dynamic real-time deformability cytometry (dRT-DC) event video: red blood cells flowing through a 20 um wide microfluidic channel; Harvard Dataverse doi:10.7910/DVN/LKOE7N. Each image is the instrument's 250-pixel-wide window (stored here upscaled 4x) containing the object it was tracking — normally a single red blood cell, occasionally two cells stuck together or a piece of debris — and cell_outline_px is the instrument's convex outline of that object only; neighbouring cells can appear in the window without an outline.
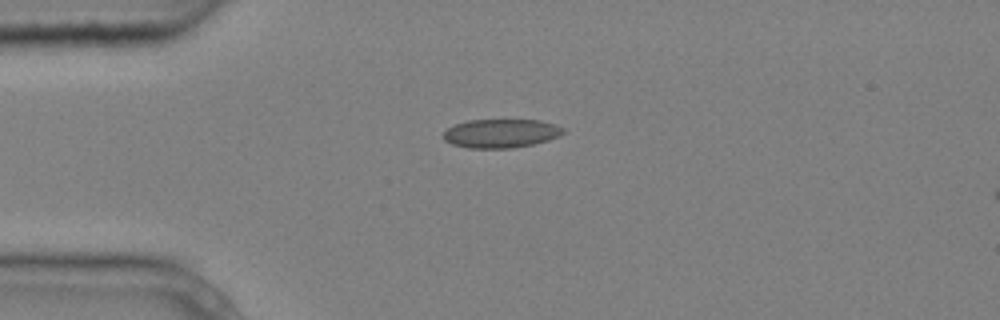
{"species": "common noctule bat (a hibernating species)", "species_latin": "Nyctalus noctula", "temperature_condition": "cold", "stored_images_in_passage": 5, "camera_frame_rate_fps": 3000, "um_per_image_px": 0.085, "animal": {"sex": "male", "body_mass_g": 20.4}, "frame": {"image": 1, "passage_image": 1, "time_ms": 0.0, "image_size_px": [1000, 320], "cell_outline_px": [[564, 132], [560, 136], [548, 140], [532, 144], [512, 148], [468, 148], [452, 144], [444, 140], [444, 132], [448, 128], [456, 124], [468, 120], [540, 120], [556, 124], [564, 128]], "centroid_in_image_um": [42.6, 11.33], "position_along_channel_um": 42.4, "area_um2": 20.06}}
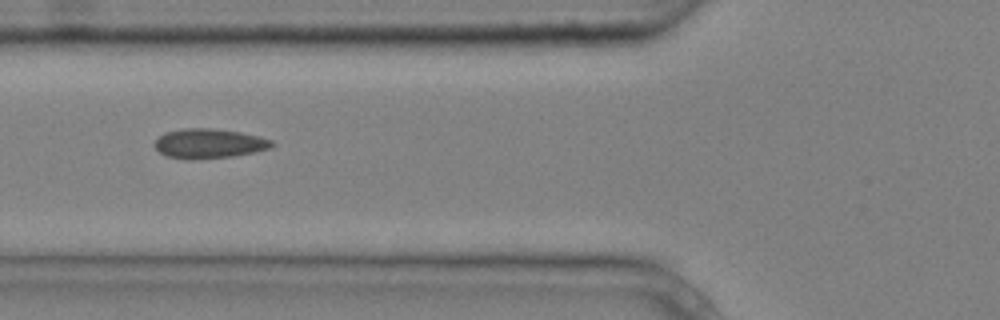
{"frame": {"image": 2, "passage_image": 3, "time_ms": 0.667, "image_size_px": [1000, 320], "cell_outline_px": [[276, 144], [268, 148], [252, 152], [232, 156], [192, 160], [188, 160], [168, 156], [160, 152], [156, 148], [156, 140], [164, 132], [184, 128], [208, 128], [240, 132], [260, 136], [272, 140]], "centroid_in_image_um": [17.77, 12.19], "position_along_channel_um": 108.0, "area_um2": 20.06}}